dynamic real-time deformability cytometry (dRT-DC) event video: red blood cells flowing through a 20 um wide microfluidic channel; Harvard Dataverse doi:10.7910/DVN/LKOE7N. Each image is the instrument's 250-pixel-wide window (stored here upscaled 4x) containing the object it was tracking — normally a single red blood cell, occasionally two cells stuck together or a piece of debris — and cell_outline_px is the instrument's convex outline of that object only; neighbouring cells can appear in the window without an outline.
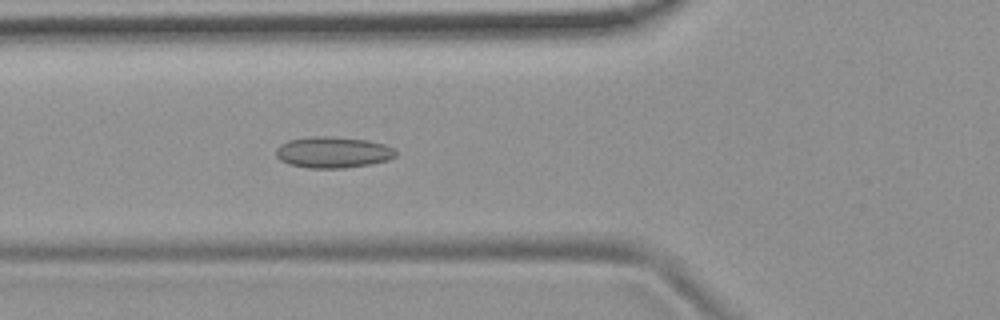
{"species": "common noctule bat (a hibernating species)", "species_latin": "Nyctalus noctula", "temperature_condition": "room temperature", "stored_images_in_passage": 53, "camera_frame_rate_fps": 3000, "um_per_image_px": 0.085, "animal": {"sex": "female", "body_mass_g": 19.9}, "frame": {"image": 1, "passage_image": 19, "time_ms": 6.0, "image_size_px": [1000, 320], "cell_outline_px": [[396, 156], [388, 160], [368, 164], [344, 168], [308, 168], [288, 164], [280, 160], [276, 156], [276, 148], [280, 144], [288, 140], [312, 136], [332, 136], [368, 140], [384, 144], [392, 148], [396, 152]], "centroid_in_image_um": [28.27, 12.94], "position_along_channel_um": 97.5, "area_um2": 21.85}}
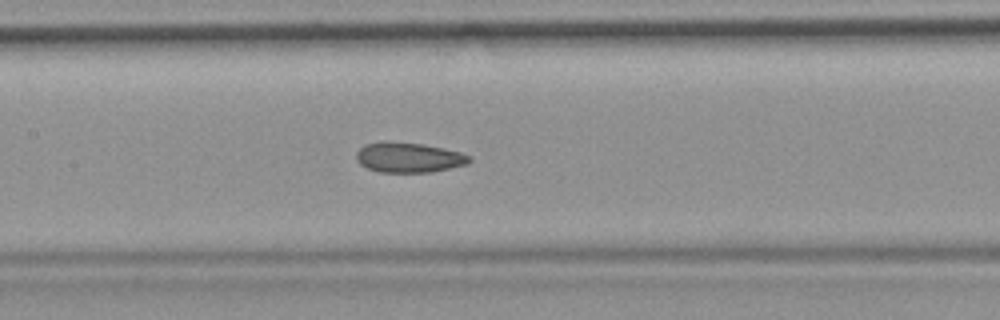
{"frame": {"image": 2, "passage_image": 25, "time_ms": 8.0, "image_size_px": [1000, 320], "cell_outline_px": [[472, 160], [468, 164], [432, 172], [380, 172], [368, 168], [360, 164], [356, 160], [356, 152], [364, 144], [384, 140], [424, 144], [444, 148], [460, 152], [472, 156]], "centroid_in_image_um": [34.74, 13.37], "position_along_channel_um": 172.7, "area_um2": 20.11}}
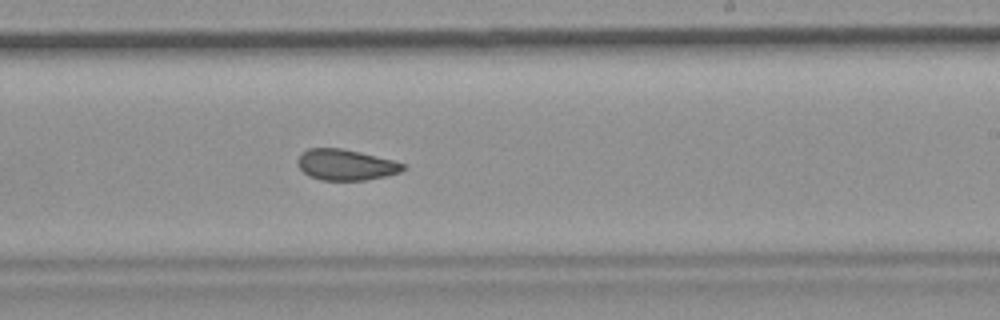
{"frame": {"image": 3, "passage_image": 32, "time_ms": 10.333, "image_size_px": [1000, 320], "cell_outline_px": [[408, 164], [400, 172], [388, 176], [364, 180], [320, 180], [308, 176], [296, 164], [296, 160], [308, 148], [340, 148], [360, 152]], "centroid_in_image_um": [29.39, 14.01], "position_along_channel_um": 259.6, "area_um2": 19.02}, "authors_computed_cell_mechanics": {"area_um2": 20.2878, "velocity_mm_per_s": 3.7427, "shape_relaxation_time_tau1_ms": null, "shape_relaxation_time_tau2_ms": 2.7285, "deformation_change_tau1": null, "deformation_change_tau2": 0.078}}